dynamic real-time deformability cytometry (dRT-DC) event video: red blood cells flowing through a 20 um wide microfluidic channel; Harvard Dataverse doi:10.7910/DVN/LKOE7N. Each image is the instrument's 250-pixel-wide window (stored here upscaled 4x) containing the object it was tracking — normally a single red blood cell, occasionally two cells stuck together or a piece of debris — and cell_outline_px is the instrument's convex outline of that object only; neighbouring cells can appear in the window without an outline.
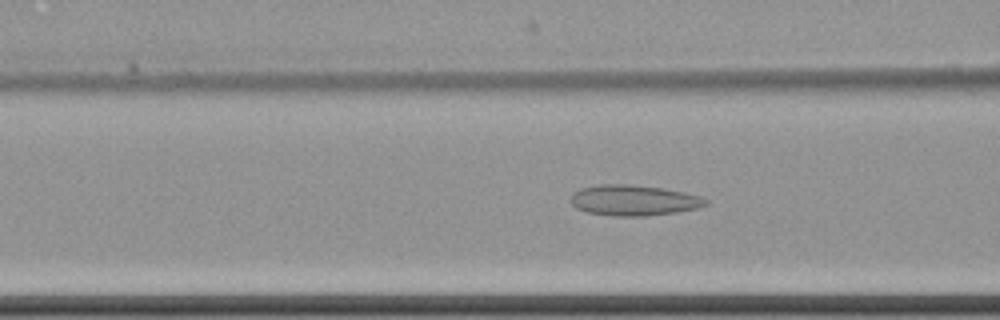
{"species": "common noctule bat (a hibernating species)", "species_latin": "Nyctalus noctula", "temperature_condition": "cold", "stored_images_in_passage": 59, "camera_frame_rate_fps": 3000, "um_per_image_px": 0.085, "animal": {"sex": "female", "body_mass_g": 22.7, "forearm_length_mm": 54.2}, "frame": {"image": 1, "passage_image": 24, "time_ms": 7.667, "image_size_px": [1000, 320], "cell_outline_px": [[708, 204], [700, 208], [676, 212], [644, 216], [612, 216], [588, 212], [576, 208], [572, 204], [572, 196], [580, 188], [600, 184], [628, 184], [664, 188], [684, 192], [700, 196], [708, 200]], "centroid_in_image_um": [53.91, 17.02], "position_along_channel_um": 112.7, "area_um2": 24.1}}
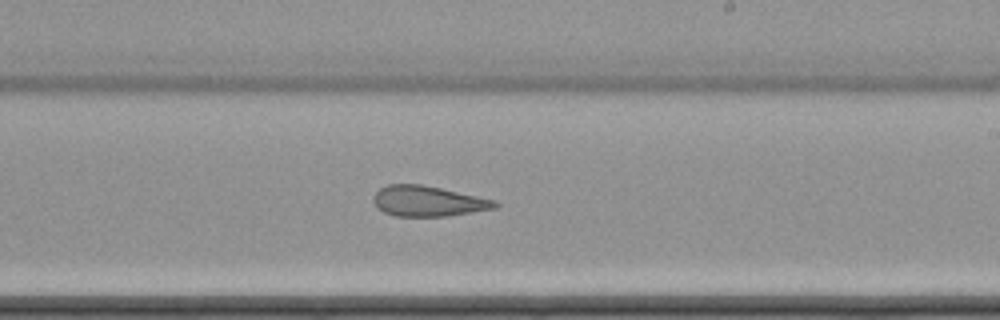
{"frame": {"image": 2, "passage_image": 36, "time_ms": 11.667, "image_size_px": [1000, 320], "cell_outline_px": [[500, 204], [496, 208], [448, 216], [396, 216], [384, 212], [376, 208], [372, 200], [372, 196], [380, 188], [388, 184], [420, 184], [440, 188], [496, 200]], "centroid_in_image_um": [36.36, 17.1], "position_along_channel_um": 252.6, "area_um2": 21.62}}
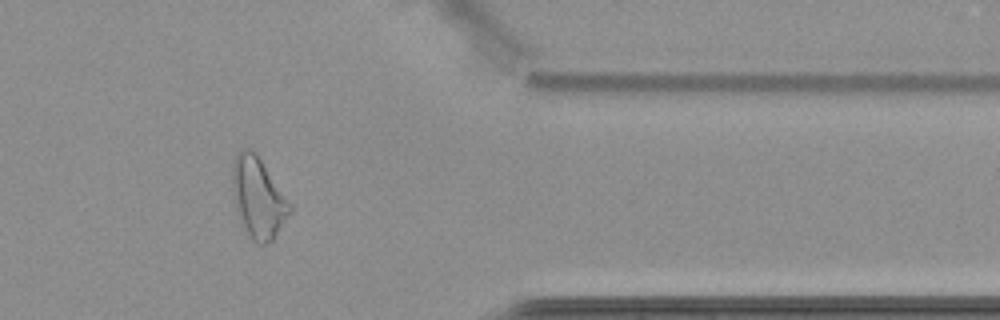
{"frame": {"image": 3, "passage_image": 49, "time_ms": 16.0, "image_size_px": [1000, 320], "cell_outline_px": [[292, 212], [272, 240], [264, 244], [260, 244], [252, 240], [244, 232], [236, 212], [232, 196], [232, 164], [236, 152], [244, 148], [248, 148], [256, 152], [292, 204]], "centroid_in_image_um": [21.92, 16.8], "position_along_channel_um": 389.5, "area_um2": 27.57}, "authors_computed_cell_mechanics": {"area_um2": 27.5706, "velocity_mm_per_s": 3.4985, "shape_relaxation_time_tau1_ms": null, "shape_relaxation_time_tau2_ms": 2.618, "deformation_change_tau1": null, "deformation_change_tau2": 0.1187}}